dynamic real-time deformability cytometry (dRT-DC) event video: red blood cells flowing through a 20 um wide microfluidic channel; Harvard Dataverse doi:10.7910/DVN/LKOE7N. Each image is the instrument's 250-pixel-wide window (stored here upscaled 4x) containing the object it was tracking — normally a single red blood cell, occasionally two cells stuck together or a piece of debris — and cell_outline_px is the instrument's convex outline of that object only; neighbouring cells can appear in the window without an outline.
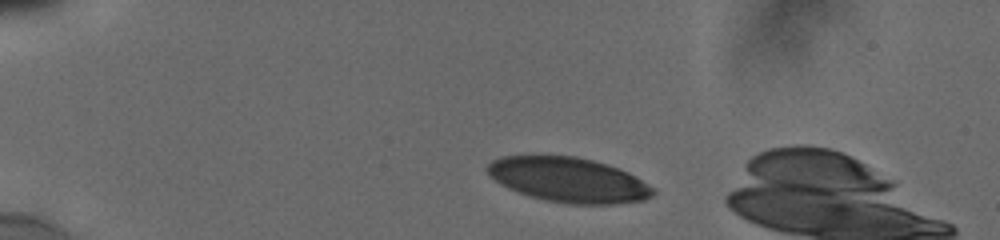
{"species": "human", "species_latin": "Homo sapiens", "temperature_condition": "cold", "stored_images_in_passage": 25, "camera_frame_rate_fps": 3000, "um_per_image_px": 0.085, "donor": {"sex": "male"}, "frame": {"image": 1, "passage_image": 1, "time_ms": 0.0, "image_size_px": [1000, 240], "cell_outline_px": [[656, 192], [652, 196], [644, 200], [616, 204], [568, 204], [544, 200], [508, 188], [500, 184], [488, 172], [488, 164], [492, 160], [504, 156], [576, 156], [592, 160], [620, 168], [628, 172], [656, 188]], "centroid_in_image_um": [48.39, 15.29], "position_along_channel_um": 36.6, "area_um2": 43.12}}
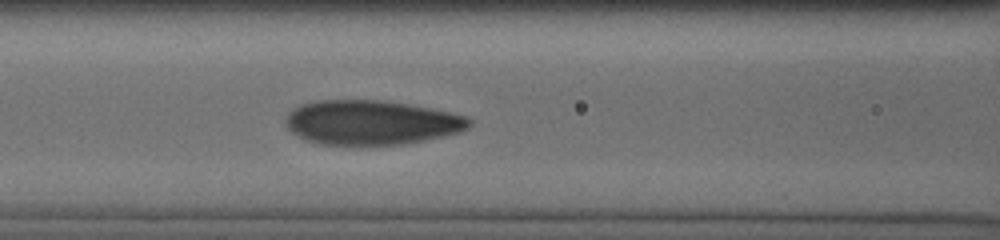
{"frame": {"image": 2, "passage_image": 19, "time_ms": 4.333, "image_size_px": [1000, 240], "cell_outline_px": [[472, 124], [468, 128], [460, 132], [444, 136], [404, 144], [368, 148], [360, 148], [320, 144], [304, 140], [292, 132], [284, 124], [284, 120], [288, 112], [292, 108], [300, 104], [316, 100], [384, 100], [432, 108], [468, 116], [472, 120]], "centroid_in_image_um": [31.53, 10.45], "position_along_channel_um": 135.1, "area_um2": 49.25}}
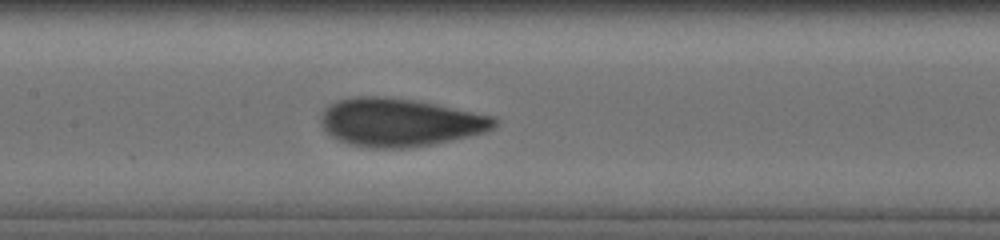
{"frame": {"image": 3, "passage_image": 23, "time_ms": 5.333, "image_size_px": [1000, 240], "cell_outline_px": [[500, 120], [496, 128], [484, 132], [452, 140], [432, 144], [408, 148], [372, 148], [348, 144], [324, 132], [320, 124], [320, 116], [324, 108], [328, 104], [336, 100], [356, 96], [384, 96], [416, 100], [496, 116]], "centroid_in_image_um": [33.98, 10.39], "position_along_channel_um": 173.4, "area_um2": 49.3}}